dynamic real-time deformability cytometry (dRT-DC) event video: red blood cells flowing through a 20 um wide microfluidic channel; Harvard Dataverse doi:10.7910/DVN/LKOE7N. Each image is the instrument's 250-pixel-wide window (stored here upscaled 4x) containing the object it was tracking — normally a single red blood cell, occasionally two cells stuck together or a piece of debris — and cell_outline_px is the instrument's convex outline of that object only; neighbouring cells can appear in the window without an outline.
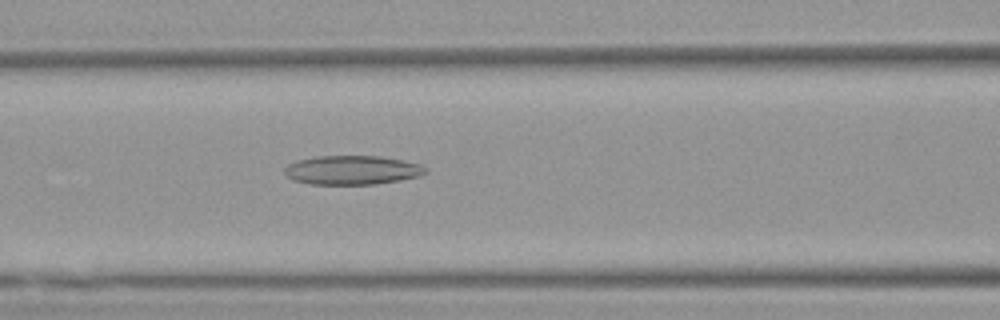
{"species": "Egyptian fruit bat (a non-hibernating species)", "species_latin": "Rousettus aegyptiacus", "temperature_condition": "warm", "stored_images_in_passage": 51, "camera_frame_rate_fps": 3000, "um_per_image_px": 0.085, "animal": {"sex": "female"}, "frame": {"image": 1, "passage_image": 21, "time_ms": 6.667, "image_size_px": [1000, 320], "cell_outline_px": [[428, 172], [420, 176], [400, 180], [376, 184], [312, 184], [292, 180], [284, 176], [284, 168], [288, 164], [296, 160], [316, 156], [380, 156], [420, 164], [428, 168]], "centroid_in_image_um": [29.91, 14.46], "position_along_channel_um": 136.7, "area_um2": 24.04}}
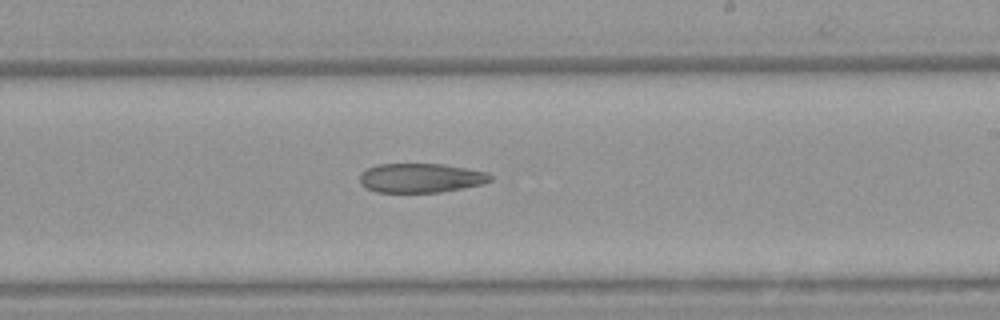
{"frame": {"image": 2, "passage_image": 30, "time_ms": 9.667, "image_size_px": [1000, 320], "cell_outline_px": [[492, 180], [484, 184], [440, 192], [376, 192], [360, 184], [360, 176], [368, 168], [376, 164], [444, 164], [488, 172], [492, 176]], "centroid_in_image_um": [35.8, 15.12], "position_along_channel_um": 253.2, "area_um2": 22.25}}
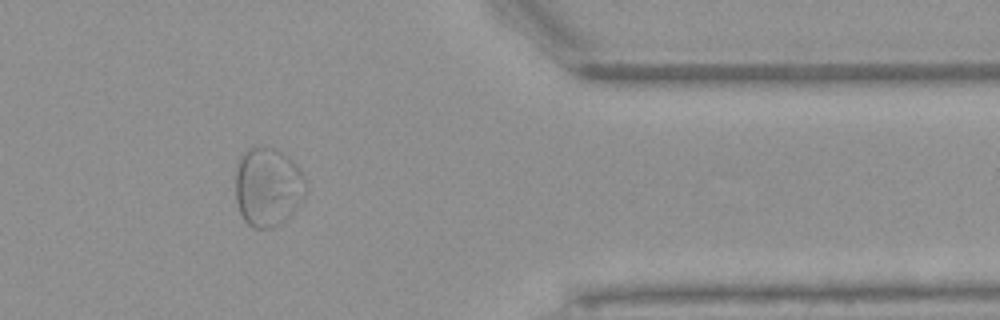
{"frame": {"image": 3, "passage_image": 42, "time_ms": 13.667, "image_size_px": [1000, 320], "cell_outline_px": [[304, 196], [292, 212], [280, 224], [268, 228], [252, 228], [244, 220], [240, 212], [236, 200], [236, 172], [240, 156], [248, 148], [276, 148], [284, 152], [296, 164], [304, 176]], "centroid_in_image_um": [22.75, 15.88], "position_along_channel_um": 388.7, "area_um2": 32.02}}